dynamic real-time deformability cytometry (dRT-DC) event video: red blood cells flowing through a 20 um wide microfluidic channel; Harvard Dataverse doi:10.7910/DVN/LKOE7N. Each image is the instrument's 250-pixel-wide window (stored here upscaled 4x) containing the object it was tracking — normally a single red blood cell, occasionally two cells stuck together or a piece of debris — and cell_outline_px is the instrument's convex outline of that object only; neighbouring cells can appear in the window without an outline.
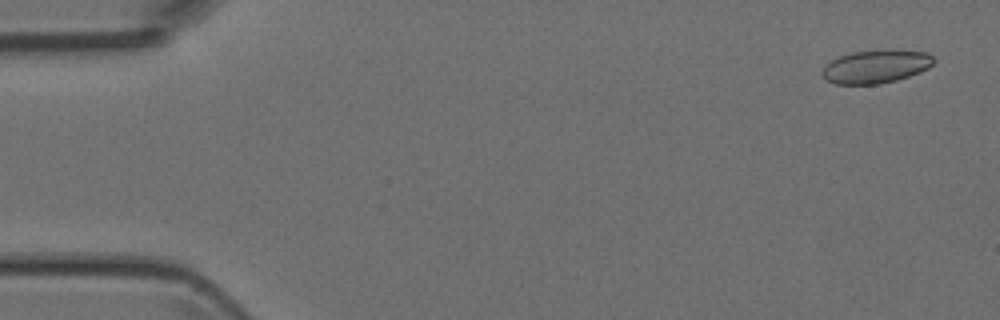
{"species": "Egyptian fruit bat (a non-hibernating species)", "species_latin": "Rousettus aegyptiacus", "temperature_condition": "room temperature", "stored_images_in_passage": 47, "camera_frame_rate_fps": 3000, "um_per_image_px": 0.085, "animal": {"sex": "female"}, "frame": {"image": 1, "passage_image": 2, "time_ms": 0.333, "image_size_px": [1000, 320], "cell_outline_px": [[936, 60], [928, 68], [920, 72], [896, 80], [880, 84], [836, 84], [828, 80], [824, 76], [824, 68], [832, 60], [840, 56], [852, 52], [928, 52]], "centroid_in_image_um": [74.47, 5.69], "position_along_channel_um": 10.5, "area_um2": 20.58}}
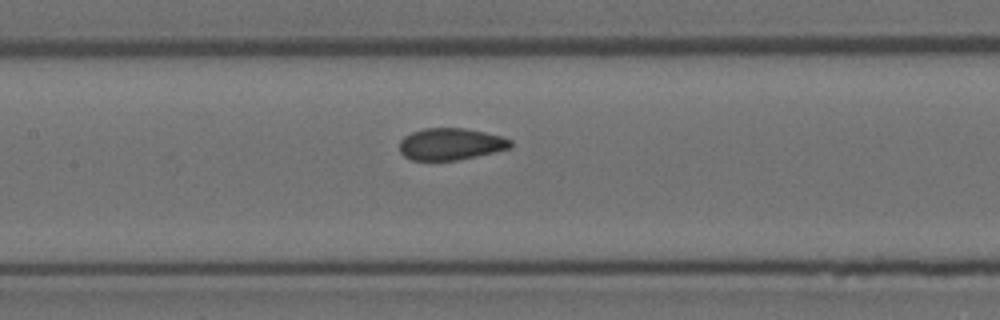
{"frame": {"image": 2, "passage_image": 22, "time_ms": 7.0, "image_size_px": [1000, 320], "cell_outline_px": [[512, 144], [508, 148], [460, 160], [412, 160], [404, 156], [400, 152], [400, 140], [404, 136], [412, 132], [424, 128], [464, 128], [484, 132], [500, 136], [512, 140]], "centroid_in_image_um": [38.27, 12.24], "position_along_channel_um": 169.1, "area_um2": 20.46}}
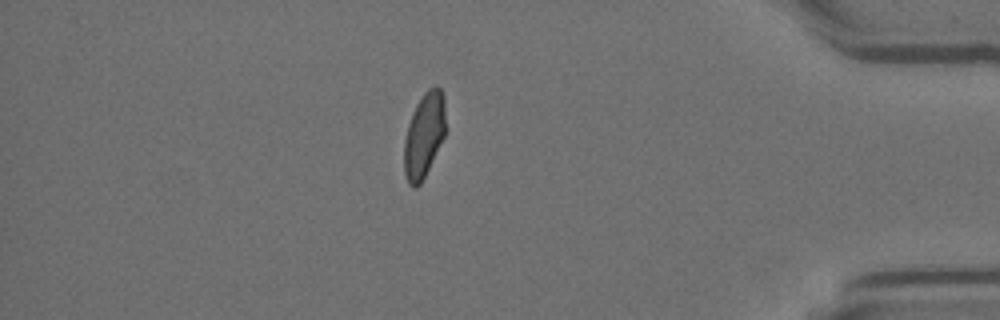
{"frame": {"image": 3, "passage_image": 41, "time_ms": 13.333, "image_size_px": [1000, 320], "cell_outline_px": [[444, 136], [420, 184], [416, 188], [412, 188], [408, 184], [404, 172], [404, 140], [408, 124], [412, 112], [416, 104], [424, 92], [428, 88], [436, 84], [440, 88], [444, 96]], "centroid_in_image_um": [36.02, 11.47], "position_along_channel_um": 399.2, "area_um2": 20.35}}